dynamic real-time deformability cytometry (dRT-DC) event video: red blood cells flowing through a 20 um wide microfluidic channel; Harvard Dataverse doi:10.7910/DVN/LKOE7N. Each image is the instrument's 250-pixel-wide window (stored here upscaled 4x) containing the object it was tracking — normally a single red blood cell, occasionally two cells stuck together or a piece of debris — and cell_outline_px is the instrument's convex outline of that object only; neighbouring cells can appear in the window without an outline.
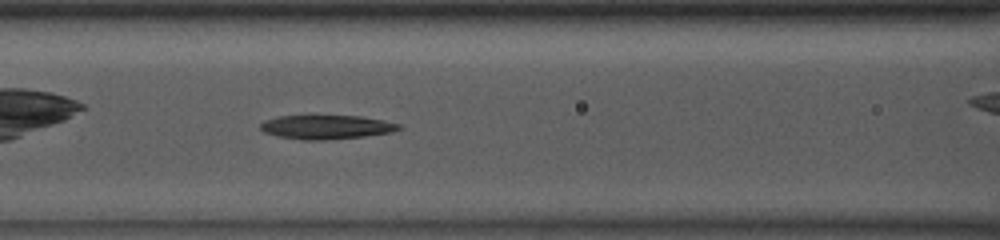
{"species": "common noctule bat (a hibernating species)", "species_latin": "Nyctalus noctula", "temperature_condition": "room temperature", "stored_images_in_passage": 40, "camera_frame_rate_fps": 3000, "um_per_image_px": 0.085, "animal": {"sex": "male", "body_mass_g": 13.0, "forearm_length_mm": 53.1}, "frame": {"image": 1, "passage_image": 12, "time_ms": 3.667, "image_size_px": [1000, 240], "cell_outline_px": [[404, 128], [392, 132], [364, 136], [324, 140], [304, 140], [276, 136], [264, 132], [260, 128], [260, 124], [264, 120], [280, 116], [360, 116], [384, 120], [400, 124]], "centroid_in_image_um": [27.76, 10.8], "position_along_channel_um": 138.8, "area_um2": 19.36}, "authors_computed_cell_mechanics": {"area_um2": 19.941, "velocity_mm_per_s": 3.9039, "shape_relaxation_time_tau1_ms": 2.6546, "shape_relaxation_time_tau2_ms": null, "deformation_change_tau1": 0.1099, "deformation_change_tau2": null}}